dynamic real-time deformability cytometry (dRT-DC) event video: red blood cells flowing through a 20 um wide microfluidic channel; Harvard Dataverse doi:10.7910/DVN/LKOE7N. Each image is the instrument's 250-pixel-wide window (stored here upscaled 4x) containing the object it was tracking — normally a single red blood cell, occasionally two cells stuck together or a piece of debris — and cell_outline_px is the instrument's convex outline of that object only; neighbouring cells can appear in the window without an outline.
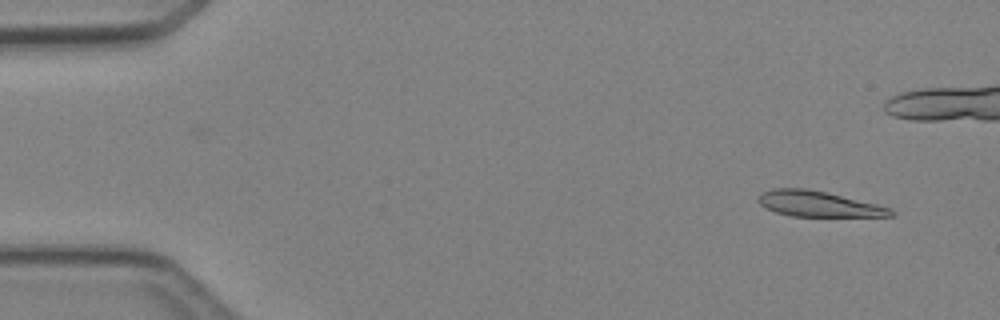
{"species": "Egyptian fruit bat (a non-hibernating species)", "species_latin": "Rousettus aegyptiacus", "temperature_condition": "cold", "stored_images_in_passage": 3, "camera_frame_rate_fps": 3000, "um_per_image_px": 0.085, "animal": {"sex": "female"}, "frame": {"image": 1, "passage_image": 3, "time_ms": 2.333, "image_size_px": [1000, 320], "cell_outline_px": [[896, 216], [792, 216], [776, 212], [760, 204], [756, 200], [764, 192], [772, 188], [804, 188], [824, 192], [876, 204], [892, 208], [896, 212]], "centroid_in_image_um": [69.59, 17.34], "position_along_channel_um": 15.4, "area_um2": 19.42}}